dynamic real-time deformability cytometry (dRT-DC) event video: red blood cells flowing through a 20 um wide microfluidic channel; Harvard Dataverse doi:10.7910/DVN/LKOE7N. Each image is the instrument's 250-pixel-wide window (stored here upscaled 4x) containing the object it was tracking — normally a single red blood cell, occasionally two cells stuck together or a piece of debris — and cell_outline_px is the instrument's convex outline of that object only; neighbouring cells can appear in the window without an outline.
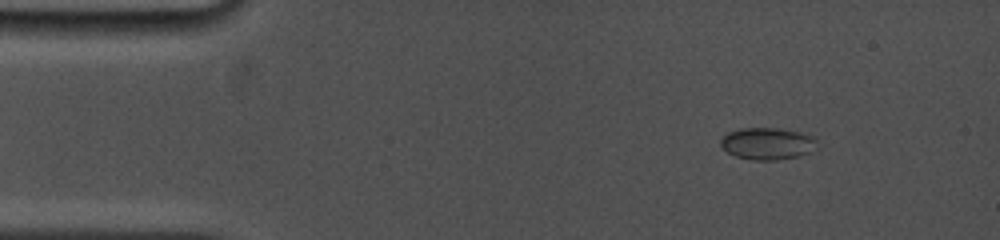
{"species": "common noctule bat (a hibernating species)", "species_latin": "Nyctalus noctula", "temperature_condition": "cold", "stored_images_in_passage": 53, "camera_frame_rate_fps": 5000, "um_per_image_px": 0.085, "animal": {"sex": "female", "body_mass_g": 19.0, "forearm_length_mm": 53.3}, "frame": {"image": 1, "passage_image": 1, "time_ms": 0.0, "image_size_px": [1000, 240], "cell_outline_px": [[816, 140], [808, 152], [796, 156], [776, 160], [752, 160], [736, 156], [728, 152], [720, 144], [720, 140], [728, 132], [740, 128], [776, 128], [800, 132], [816, 136]], "centroid_in_image_um": [65.18, 12.19], "position_along_channel_um": 19.8, "area_um2": 17.63}}
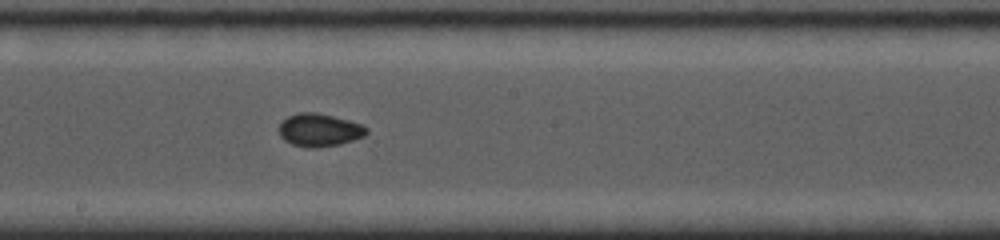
{"frame": {"image": 2, "passage_image": 29, "time_ms": 7.2, "image_size_px": [1000, 240], "cell_outline_px": [[368, 132], [364, 136], [340, 144], [316, 148], [308, 148], [292, 144], [284, 140], [280, 136], [280, 120], [288, 116], [300, 112], [316, 112], [364, 124], [368, 128]], "centroid_in_image_um": [27.15, 11.05], "position_along_channel_um": 221.1, "area_um2": 16.88}}
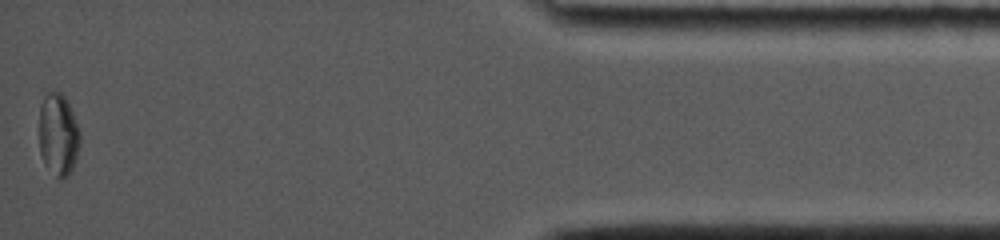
{"frame": {"image": 3, "passage_image": 53, "time_ms": 14.2, "image_size_px": [1000, 240], "cell_outline_px": [[80, 144], [76, 160], [68, 176], [64, 180], [60, 180], [44, 164], [40, 152], [40, 104], [44, 96], [48, 92], [60, 92], [64, 96], [72, 112], [80, 132]], "centroid_in_image_um": [4.96, 11.47], "position_along_channel_um": 430.2, "area_um2": 19.54}, "authors_computed_cell_mechanics": {"area_um2": 16.4152, "velocity_mm_per_s": 3.8534, "shape_relaxation_time_tau1_ms": null, "shape_relaxation_time_tau2_ms": 1.329, "deformation_change_tau1": null, "deformation_change_tau2": 0.0435}}